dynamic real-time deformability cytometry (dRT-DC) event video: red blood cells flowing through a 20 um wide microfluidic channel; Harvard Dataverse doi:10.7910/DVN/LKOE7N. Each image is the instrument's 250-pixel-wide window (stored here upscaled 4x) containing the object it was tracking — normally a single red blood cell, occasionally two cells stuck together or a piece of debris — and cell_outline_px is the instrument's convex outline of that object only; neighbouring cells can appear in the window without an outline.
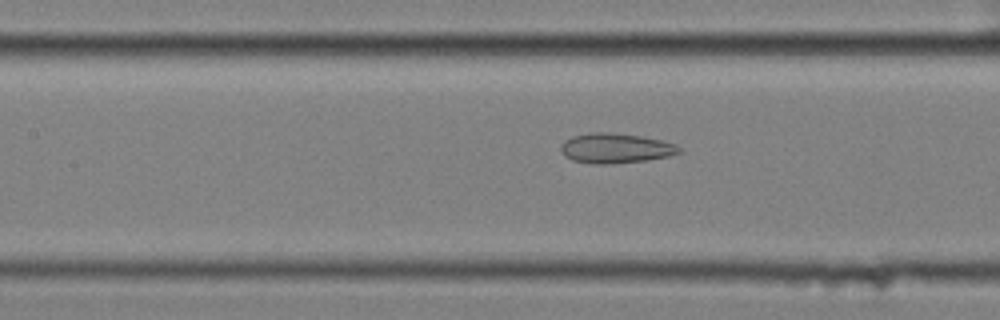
{"species": "common noctule bat (a hibernating species)", "species_latin": "Nyctalus noctula", "temperature_condition": "cold", "stored_images_in_passage": 46, "camera_frame_rate_fps": 3000, "um_per_image_px": 0.085, "animal": {"sex": "female", "body_mass_g": 25.1}, "frame": {"image": 1, "passage_image": 15, "time_ms": 4.667, "image_size_px": [1000, 320], "cell_outline_px": [[684, 152], [668, 156], [648, 160], [612, 164], [592, 164], [572, 160], [564, 156], [560, 152], [560, 144], [564, 140], [572, 136], [588, 132], [608, 132], [640, 136], [660, 140], [676, 144]], "centroid_in_image_um": [52.29, 12.6], "position_along_channel_um": 155.1, "area_um2": 20.92}}
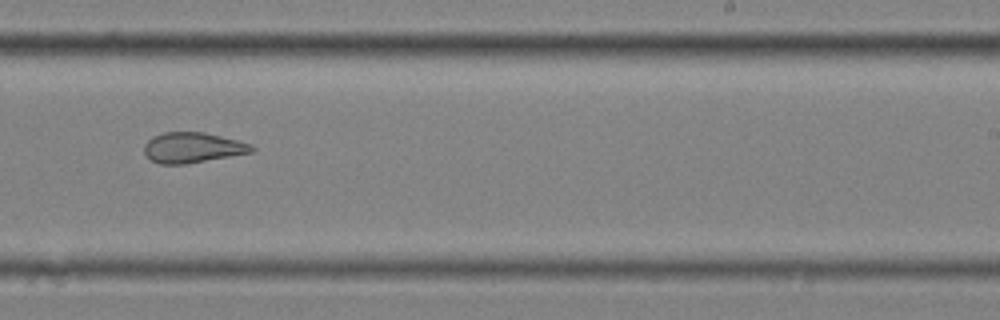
{"frame": {"image": 2, "passage_image": 25, "time_ms": 8.0, "image_size_px": [1000, 320], "cell_outline_px": [[256, 152], [184, 164], [160, 164], [152, 160], [144, 152], [144, 144], [152, 136], [164, 132], [204, 132], [252, 144], [256, 148]], "centroid_in_image_um": [16.4, 12.54], "position_along_channel_um": 272.6, "area_um2": 19.07}}
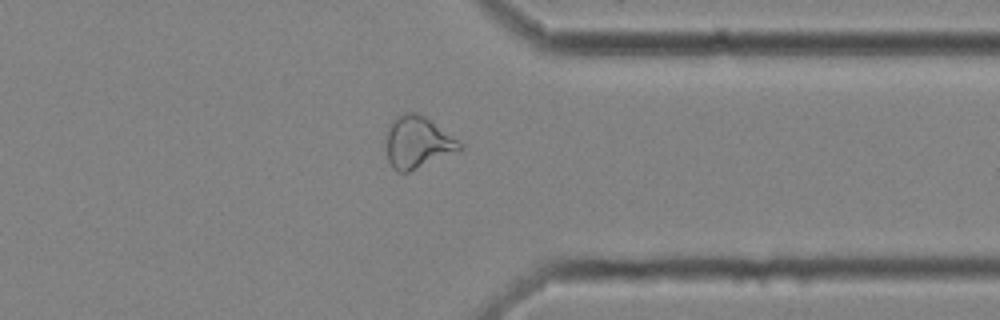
{"frame": {"image": 3, "passage_image": 34, "time_ms": 11.0, "image_size_px": [1000, 320], "cell_outline_px": [[464, 148], [408, 172], [396, 172], [392, 168], [388, 160], [388, 124], [396, 116], [404, 112], [416, 112], [424, 116], [464, 144]], "centroid_in_image_um": [35.49, 12.09], "position_along_channel_um": 375.9, "area_um2": 21.91}, "authors_computed_cell_mechanics": {"area_um2": 22.4553, "velocity_mm_per_s": 3.5383, "shape_relaxation_time_tau1_ms": null, "shape_relaxation_time_tau2_ms": 3.1158, "deformation_change_tau1": null, "deformation_change_tau2": 0.1159}}